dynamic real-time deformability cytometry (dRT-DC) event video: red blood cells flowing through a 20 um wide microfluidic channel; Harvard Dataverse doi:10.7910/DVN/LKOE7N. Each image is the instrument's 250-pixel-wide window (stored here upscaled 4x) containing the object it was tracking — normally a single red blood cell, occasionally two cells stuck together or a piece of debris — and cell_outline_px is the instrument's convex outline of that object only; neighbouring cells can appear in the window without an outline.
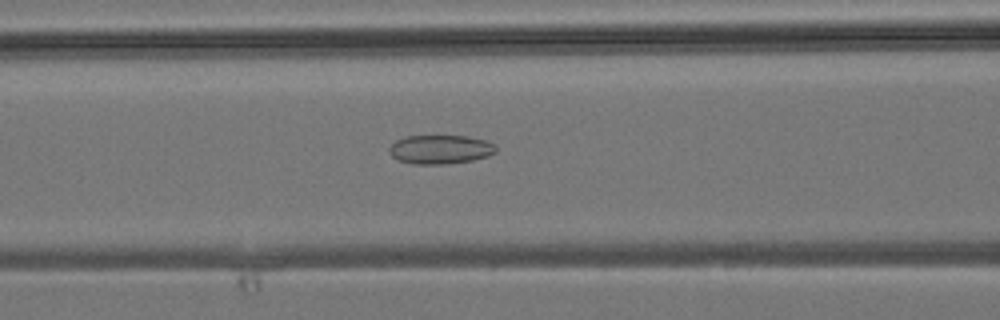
{"species": "common noctule bat (a hibernating species)", "species_latin": "Nyctalus noctula", "temperature_condition": "room temperature", "stored_images_in_passage": 40, "camera_frame_rate_fps": 3000, "um_per_image_px": 0.085, "animal": {"sex": "male", "body_mass_g": 19.2, "forearm_length_mm": 51.8}, "frame": {"image": 1, "passage_image": 18, "time_ms": 5.667, "image_size_px": [1000, 320], "cell_outline_px": [[496, 152], [488, 156], [472, 160], [444, 164], [412, 164], [400, 160], [392, 156], [388, 152], [388, 148], [396, 140], [404, 136], [468, 136], [484, 140], [492, 144], [496, 148]], "centroid_in_image_um": [37.39, 12.7], "position_along_channel_um": 129.2, "area_um2": 17.92}}
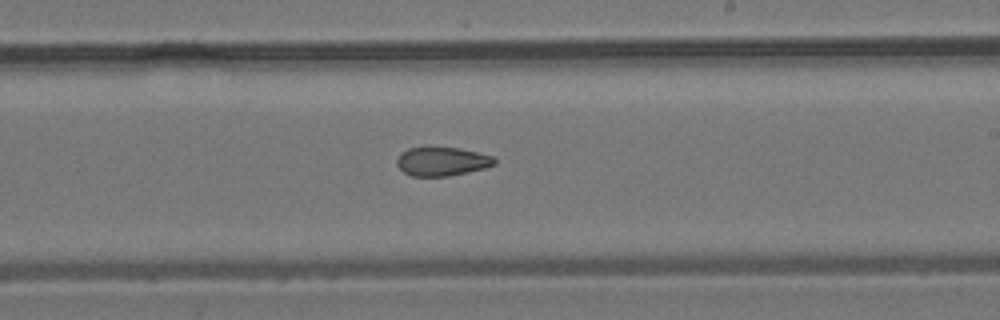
{"frame": {"image": 2, "passage_image": 26, "time_ms": 8.333, "image_size_px": [1000, 320], "cell_outline_px": [[496, 164], [484, 168], [468, 172], [448, 176], [412, 176], [404, 172], [396, 164], [396, 160], [400, 152], [408, 148], [460, 148], [492, 156], [496, 160]], "centroid_in_image_um": [37.55, 13.73], "position_along_channel_um": 251.4, "area_um2": 16.24}}
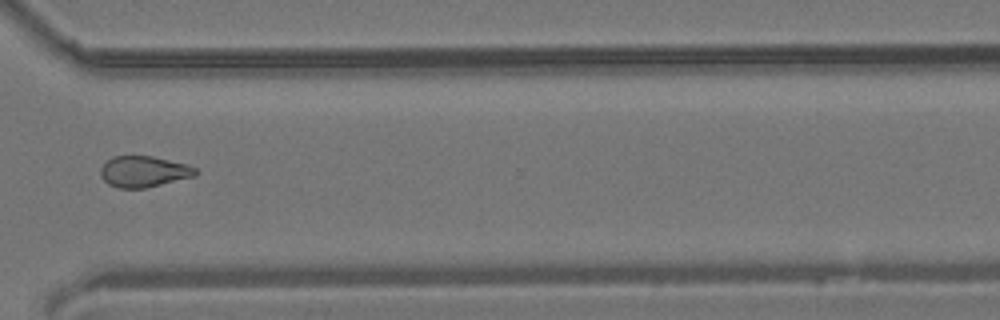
{"frame": {"image": 3, "passage_image": 33, "time_ms": 10.667, "image_size_px": [1000, 320], "cell_outline_px": [[200, 172], [196, 176], [144, 188], [116, 188], [108, 184], [100, 176], [100, 168], [112, 156], [152, 156], [188, 164], [196, 168]], "centroid_in_image_um": [12.24, 14.58], "position_along_channel_um": 358.4, "area_um2": 17.34}}